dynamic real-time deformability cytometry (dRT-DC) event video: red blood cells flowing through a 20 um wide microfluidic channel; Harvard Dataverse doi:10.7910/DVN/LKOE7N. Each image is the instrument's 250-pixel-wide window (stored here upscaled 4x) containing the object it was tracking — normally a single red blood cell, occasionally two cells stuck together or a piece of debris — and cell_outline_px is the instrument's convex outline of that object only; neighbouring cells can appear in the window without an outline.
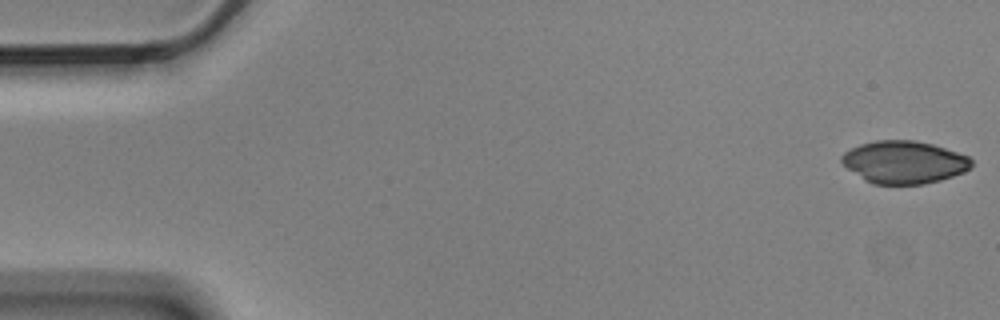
{"species": "Egyptian fruit bat (a non-hibernating species)", "species_latin": "Rousettus aegyptiacus", "temperature_condition": "cold", "stored_images_in_passage": 8, "camera_frame_rate_fps": 3000, "um_per_image_px": 0.085, "animal": {"sex": "male"}, "frame": {"image": 1, "passage_image": 1, "time_ms": 0.0, "image_size_px": [1000, 320], "cell_outline_px": [[972, 168], [964, 172], [940, 180], [924, 184], [872, 184], [864, 180], [848, 168], [840, 160], [840, 156], [844, 152], [860, 144], [876, 140], [912, 140], [932, 144], [968, 156], [972, 160]], "centroid_in_image_um": [76.84, 13.79], "position_along_channel_um": 8.2, "area_um2": 32.14}}